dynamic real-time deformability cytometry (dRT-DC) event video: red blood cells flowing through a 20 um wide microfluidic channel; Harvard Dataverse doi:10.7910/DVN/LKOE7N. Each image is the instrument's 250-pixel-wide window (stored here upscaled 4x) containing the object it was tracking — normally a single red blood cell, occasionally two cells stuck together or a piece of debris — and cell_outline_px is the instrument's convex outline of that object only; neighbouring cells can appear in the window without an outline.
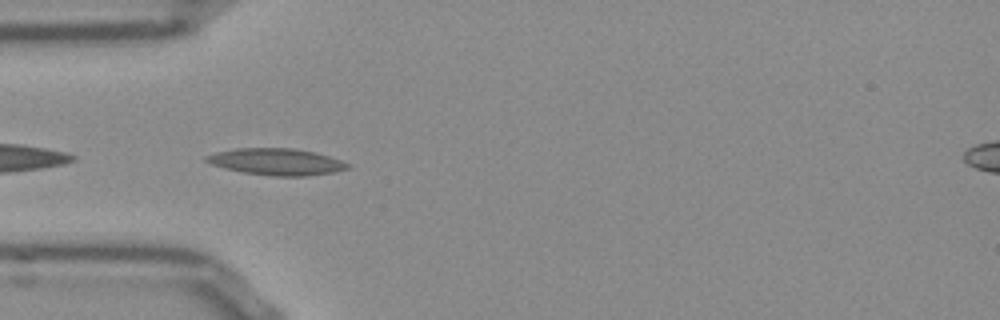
{"species": "Egyptian fruit bat (a non-hibernating species)", "species_latin": "Rousettus aegyptiacus", "temperature_condition": "room temperature", "stored_images_in_passage": 39, "camera_frame_rate_fps": 3000, "um_per_image_px": 0.085, "frame": {"image": 1, "passage_image": 2, "time_ms": 0.333, "image_size_px": [1000, 320], "cell_outline_px": [[352, 164], [348, 168], [336, 172], [308, 176], [272, 176], [244, 172], [224, 168], [212, 164], [204, 160], [204, 156], [216, 152], [236, 148], [292, 148], [316, 152]], "centroid_in_image_um": [23.52, 13.75], "position_along_channel_um": 61.5, "area_um2": 22.02}}
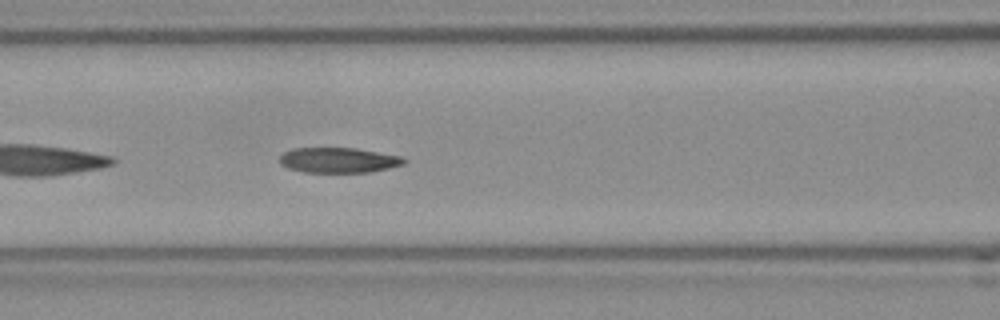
{"frame": {"image": 2, "passage_image": 8, "time_ms": 2.333, "image_size_px": [1000, 320], "cell_outline_px": [[408, 160], [404, 164], [388, 168], [368, 172], [304, 172], [288, 168], [280, 164], [280, 156], [284, 152], [292, 148], [356, 148], [400, 156]], "centroid_in_image_um": [28.76, 13.61], "position_along_channel_um": 137.8, "area_um2": 18.21}}
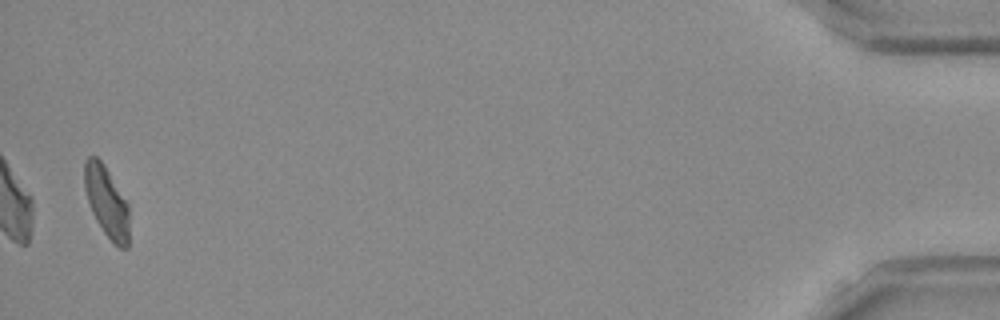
{"frame": {"image": 3, "passage_image": 38, "time_ms": 12.333, "image_size_px": [1000, 320], "cell_outline_px": [[128, 248], [120, 248], [104, 232], [96, 220], [92, 212], [84, 188], [84, 160], [88, 156], [96, 156], [104, 164], [128, 204]], "centroid_in_image_um": [9.04, 17.11], "position_along_channel_um": 426.2, "area_um2": 18.21}, "authors_computed_cell_mechanics": {"area_um2": 18.9584, "velocity_mm_per_s": 3.8218, "shape_relaxation_time_tau1_ms": 8.7934, "shape_relaxation_time_tau2_ms": 4.3591, "deformation_change_tau1": 0.2367, "deformation_change_tau2": 0.112}}